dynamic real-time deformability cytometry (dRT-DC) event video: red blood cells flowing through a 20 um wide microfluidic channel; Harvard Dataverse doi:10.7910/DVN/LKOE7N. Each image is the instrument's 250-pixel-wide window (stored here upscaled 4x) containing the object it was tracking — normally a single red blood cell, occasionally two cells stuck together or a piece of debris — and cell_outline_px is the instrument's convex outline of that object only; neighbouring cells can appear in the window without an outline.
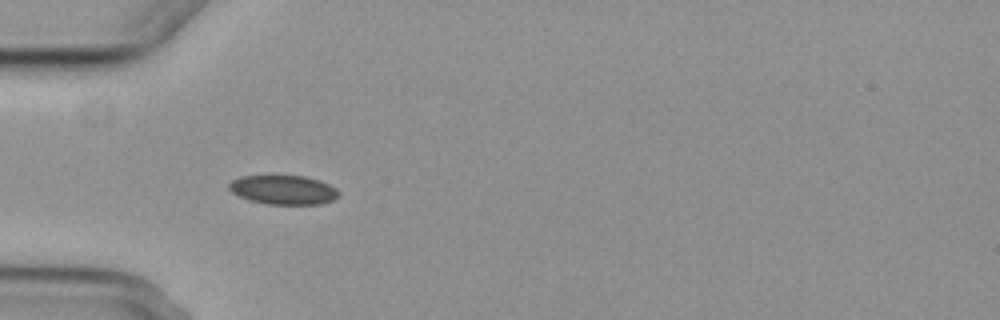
{"species": "common noctule bat (a hibernating species)", "species_latin": "Nyctalus noctula", "temperature_condition": "cold", "stored_images_in_passage": 10, "camera_frame_rate_fps": 3000, "um_per_image_px": 0.085, "animal": {"sex": "female", "body_mass_g": 29.2, "forearm_length_mm": 56.3}, "frame": {"image": 1, "passage_image": 4, "time_ms": 3.333, "image_size_px": [1000, 320], "cell_outline_px": [[340, 196], [332, 200], [320, 204], [268, 204], [248, 200], [232, 192], [228, 188], [228, 184], [232, 180], [240, 176], [304, 176], [320, 180], [336, 188], [340, 192]], "centroid_in_image_um": [24.1, 16.13], "position_along_channel_um": 60.9, "area_um2": 18.67}}
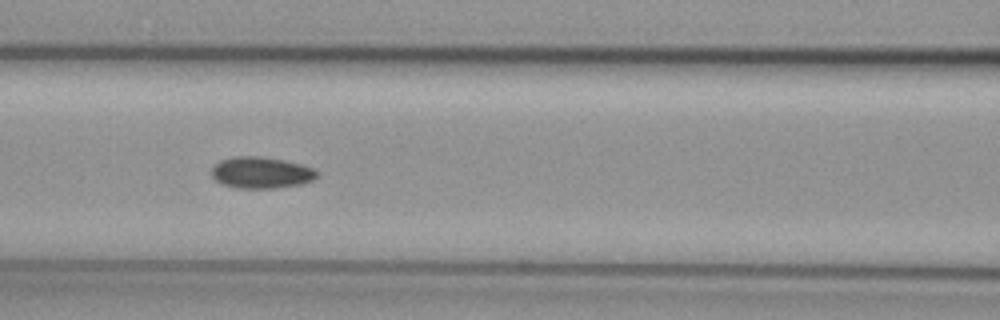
{"frame": {"image": 2, "passage_image": 6, "time_ms": 5.667, "image_size_px": [1000, 320], "cell_outline_px": [[320, 176], [304, 184], [276, 188], [236, 188], [224, 184], [216, 180], [212, 176], [212, 164], [220, 160], [232, 156], [260, 156], [284, 160], [300, 164], [312, 168], [320, 172]], "centroid_in_image_um": [22.22, 14.67], "position_along_channel_um": 144.4, "area_um2": 19.59}}
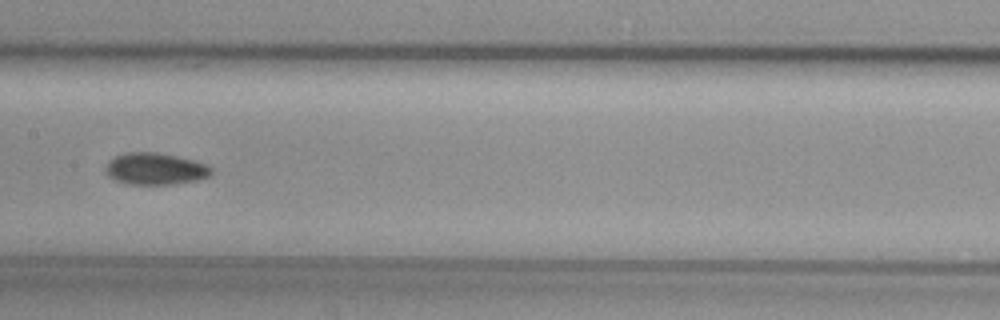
{"frame": {"image": 3, "passage_image": 7, "time_ms": 7.0, "image_size_px": [1000, 320], "cell_outline_px": [[212, 172], [208, 176], [200, 180], [172, 184], [128, 184], [112, 180], [104, 172], [104, 168], [108, 160], [124, 152], [156, 152], [196, 160], [208, 164], [212, 168]], "centroid_in_image_um": [13.17, 14.35], "position_along_channel_um": 194.2, "area_um2": 20.0}}